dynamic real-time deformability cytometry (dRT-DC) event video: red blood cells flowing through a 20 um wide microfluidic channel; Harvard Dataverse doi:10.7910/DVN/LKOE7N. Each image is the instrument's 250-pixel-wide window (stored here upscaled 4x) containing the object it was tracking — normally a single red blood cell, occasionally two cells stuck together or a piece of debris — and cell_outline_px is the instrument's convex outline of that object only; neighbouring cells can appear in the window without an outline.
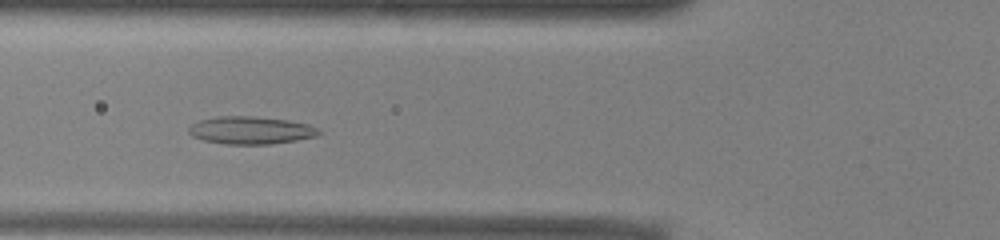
{"species": "common noctule bat (a hibernating species)", "species_latin": "Nyctalus noctula", "temperature_condition": "warm", "stored_images_in_passage": 45, "camera_frame_rate_fps": 3000, "um_per_image_px": 0.085, "animal": {"sex": "male", "body_mass_g": 13.0, "forearm_length_mm": 53.1}, "frame": {"image": 1, "passage_image": 12, "time_ms": 3.667, "image_size_px": [1000, 240], "cell_outline_px": [[324, 132], [316, 136], [296, 140], [272, 144], [228, 144], [204, 140], [192, 136], [188, 132], [188, 128], [192, 124], [200, 120], [220, 116], [252, 116], [288, 120], [308, 124], [320, 128]], "centroid_in_image_um": [21.36, 11.07], "position_along_channel_um": 104.4, "area_um2": 20.98}}
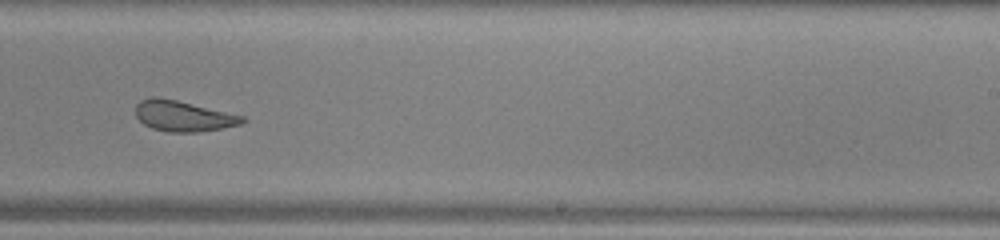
{"frame": {"image": 2, "passage_image": 25, "time_ms": 8.0, "image_size_px": [1000, 240], "cell_outline_px": [[248, 120], [240, 124], [220, 128], [196, 132], [168, 132], [152, 128], [144, 124], [136, 116], [136, 104], [140, 100], [152, 96], [160, 96], [244, 116]], "centroid_in_image_um": [15.54, 9.85], "position_along_channel_um": 273.5, "area_um2": 19.02}}
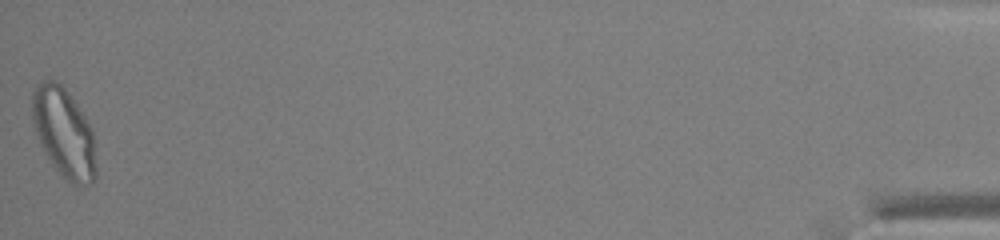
{"frame": {"image": 3, "passage_image": 45, "time_ms": 14.667, "image_size_px": [1000, 240], "cell_outline_px": [[96, 176], [92, 184], [72, 184], [52, 164], [44, 152], [36, 136], [32, 120], [32, 92], [44, 80], [52, 80], [60, 84], [68, 92], [92, 128], [96, 168]], "centroid_in_image_um": [5.42, 11.29], "position_along_channel_um": 429.8, "area_um2": 32.83}, "authors_computed_cell_mechanics": {"area_um2": 22.4264, "velocity_mm_per_s": 3.9099, "shape_relaxation_time_tau1_ms": null, "shape_relaxation_time_tau2_ms": 2.4959, "deformation_change_tau1": null, "deformation_change_tau2": 0.1101}}